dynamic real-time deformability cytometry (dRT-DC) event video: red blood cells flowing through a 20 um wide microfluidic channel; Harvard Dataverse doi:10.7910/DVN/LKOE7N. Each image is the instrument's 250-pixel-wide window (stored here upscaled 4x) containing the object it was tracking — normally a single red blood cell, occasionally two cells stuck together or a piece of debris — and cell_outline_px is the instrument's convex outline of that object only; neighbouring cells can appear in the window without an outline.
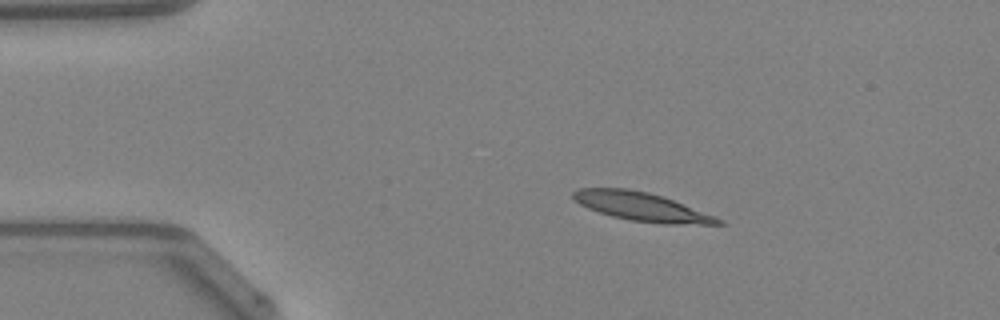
{"species": "Egyptian fruit bat (a non-hibernating species)", "species_latin": "Rousettus aegyptiacus", "temperature_condition": "warm", "stored_images_in_passage": 40, "camera_frame_rate_fps": 3000, "um_per_image_px": 0.085, "animal": {"sex": "female"}, "frame": {"image": 1, "passage_image": 1, "time_ms": 0.0, "image_size_px": [1000, 320], "cell_outline_px": [[728, 224], [664, 224], [628, 220], [612, 216], [588, 208], [572, 200], [572, 192], [576, 188], [628, 188], [648, 192], [672, 200], [724, 220]], "centroid_in_image_um": [54.48, 17.57], "position_along_channel_um": 30.5, "area_um2": 23.99}}
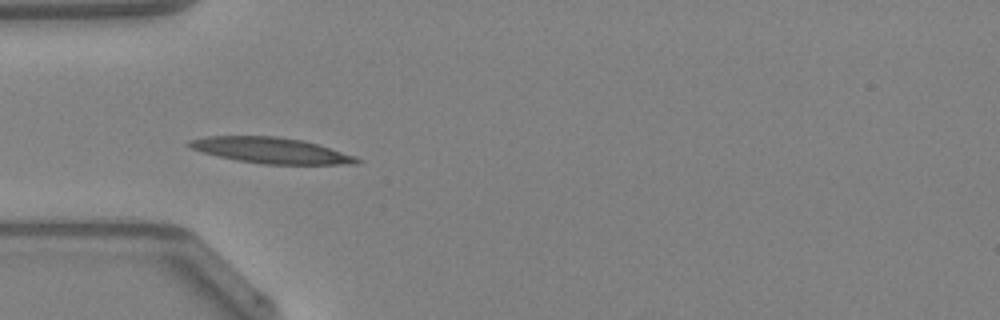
{"frame": {"image": 2, "passage_image": 7, "time_ms": 2.0, "image_size_px": [1000, 320], "cell_outline_px": [[364, 160], [360, 164], [264, 164], [236, 160], [188, 148], [184, 144], [188, 140], [204, 136], [276, 136], [304, 140], [356, 156]], "centroid_in_image_um": [23.03, 12.78], "position_along_channel_um": 62.0, "area_um2": 25.37}}
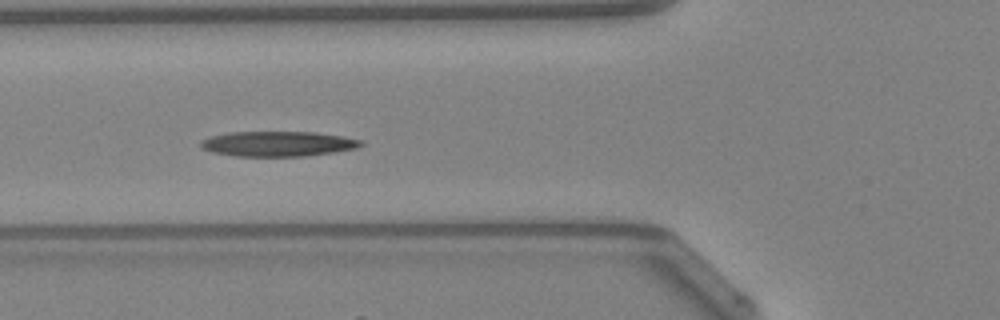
{"frame": {"image": 3, "passage_image": 10, "time_ms": 3.0, "image_size_px": [1000, 320], "cell_outline_px": [[364, 144], [356, 148], [332, 152], [304, 156], [236, 156], [212, 152], [200, 148], [200, 144], [204, 140], [212, 136], [228, 132], [316, 132], [344, 136], [364, 140]], "centroid_in_image_um": [23.65, 12.22], "position_along_channel_um": 102.1, "area_um2": 23.41}, "authors_computed_cell_mechanics": {"area_um2": 23.2356, "velocity_mm_per_s": 4.2181, "shape_relaxation_time_tau1_ms": 9.9582, "shape_relaxation_time_tau2_ms": 9.1884, "deformation_change_tau1": 0.2319, "deformation_change_tau2": 0.188}}